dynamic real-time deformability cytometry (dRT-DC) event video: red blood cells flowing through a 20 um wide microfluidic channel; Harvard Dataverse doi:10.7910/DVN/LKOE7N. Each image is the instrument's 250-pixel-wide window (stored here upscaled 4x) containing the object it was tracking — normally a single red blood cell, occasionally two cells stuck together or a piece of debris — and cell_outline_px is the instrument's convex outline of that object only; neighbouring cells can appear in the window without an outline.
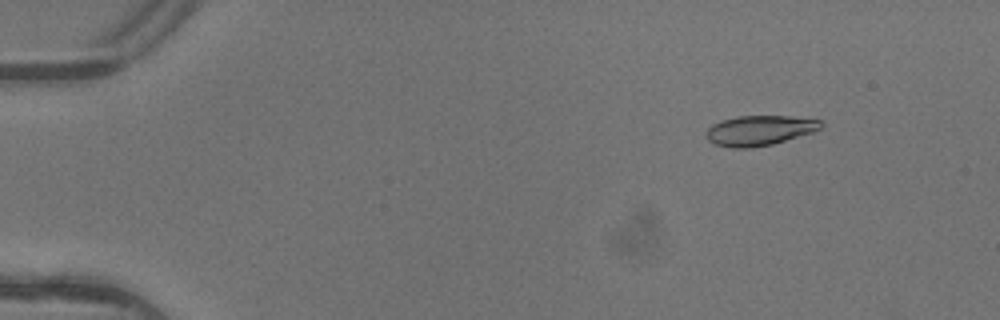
{"species": "common noctule bat (a hibernating species)", "species_latin": "Nyctalus noctula", "temperature_condition": "warm", "stored_images_in_passage": 5, "camera_frame_rate_fps": 3000, "um_per_image_px": 0.085, "animal": {"sex": "female"}, "frame": {"image": 1, "passage_image": 2, "time_ms": 0.333, "image_size_px": [1000, 320], "cell_outline_px": [[820, 128], [812, 132], [772, 144], [748, 148], [732, 148], [716, 144], [708, 140], [704, 136], [704, 132], [712, 124], [720, 120], [736, 116], [788, 116], [820, 120]], "centroid_in_image_um": [64.46, 11.08], "position_along_channel_um": 20.5, "area_um2": 19.94}}
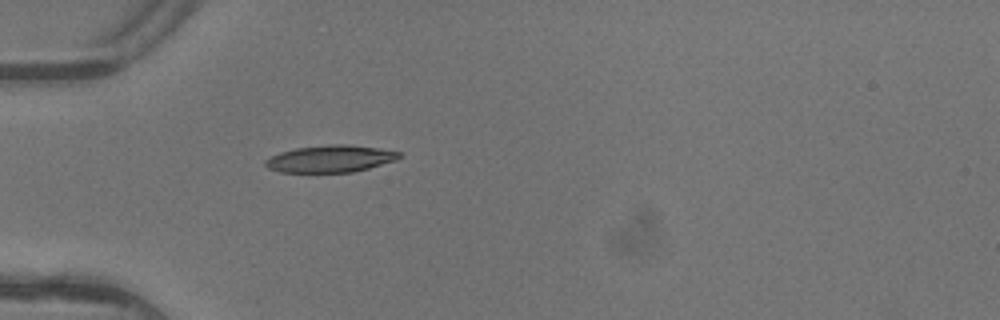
{"frame": {"image": 2, "passage_image": 5, "time_ms": 1.333, "image_size_px": [1000, 320], "cell_outline_px": [[400, 156], [396, 160], [368, 168], [352, 172], [280, 172], [268, 168], [264, 164], [264, 160], [280, 152], [296, 148], [332, 144], [348, 144], [376, 148], [400, 152]], "centroid_in_image_um": [28.05, 13.49], "position_along_channel_um": 57.0, "area_um2": 20.87}}